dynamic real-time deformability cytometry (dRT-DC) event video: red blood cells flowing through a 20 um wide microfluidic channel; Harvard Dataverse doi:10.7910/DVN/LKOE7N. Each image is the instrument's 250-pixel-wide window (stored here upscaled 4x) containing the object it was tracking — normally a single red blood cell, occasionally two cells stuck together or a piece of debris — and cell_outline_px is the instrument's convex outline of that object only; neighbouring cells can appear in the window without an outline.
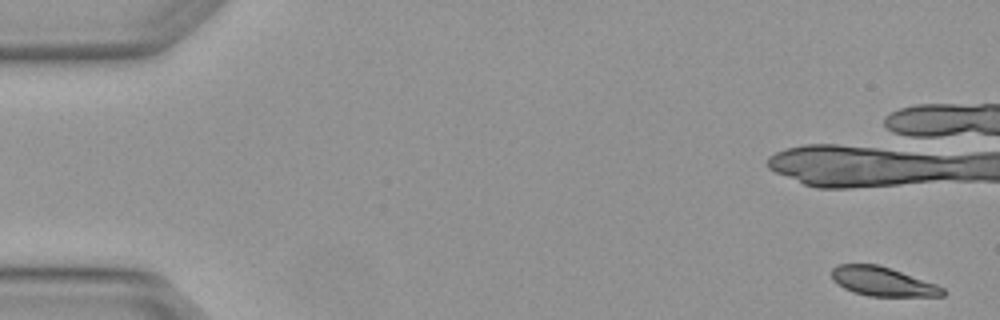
{"species": "Egyptian fruit bat (a non-hibernating species)", "species_latin": "Rousettus aegyptiacus", "temperature_condition": "warm", "stored_images_in_passage": 4, "camera_frame_rate_fps": 3000, "um_per_image_px": 0.085, "animal": {"sex": "female"}, "frame": {"image": 1, "passage_image": 4, "time_ms": 1.0, "image_size_px": [1000, 320], "cell_outline_px": [[948, 292], [944, 296], [868, 296], [852, 292], [844, 288], [832, 280], [832, 268], [840, 264], [876, 264], [936, 284], [944, 288]], "centroid_in_image_um": [75.02, 23.94], "position_along_channel_um": 10.0, "area_um2": 18.67}}